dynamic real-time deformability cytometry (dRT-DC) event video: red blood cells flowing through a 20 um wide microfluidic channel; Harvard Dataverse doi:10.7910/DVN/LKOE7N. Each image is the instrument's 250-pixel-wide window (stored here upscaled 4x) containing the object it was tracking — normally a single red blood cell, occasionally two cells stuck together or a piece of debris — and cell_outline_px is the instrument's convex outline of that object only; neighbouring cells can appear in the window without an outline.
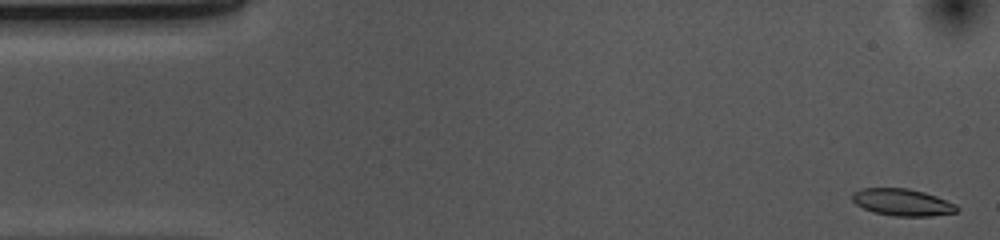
{"species": "common noctule bat (a hibernating species)", "species_latin": "Nyctalus noctula", "temperature_condition": "cold", "stored_images_in_passage": 33, "camera_frame_rate_fps": 3000, "um_per_image_px": 0.085, "animal": {"sex": "female", "body_mass_g": 10.0, "forearm_length_mm": 53.1}, "frame": {"image": 1, "passage_image": 1, "time_ms": 0.0, "image_size_px": [1000, 240], "cell_outline_px": [[960, 208], [956, 212], [932, 216], [896, 216], [872, 212], [856, 204], [852, 200], [852, 192], [860, 188], [908, 188], [924, 192], [936, 196], [956, 204]], "centroid_in_image_um": [76.69, 17.19], "position_along_channel_um": 8.3, "area_um2": 16.53}}
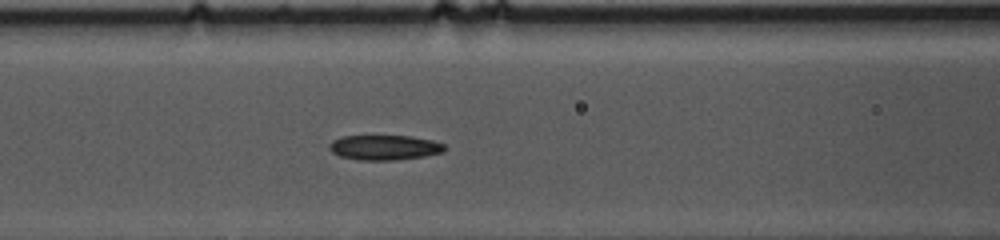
{"frame": {"image": 2, "passage_image": 20, "time_ms": 6.333, "image_size_px": [1000, 240], "cell_outline_px": [[444, 152], [424, 156], [392, 160], [360, 160], [340, 156], [332, 152], [328, 148], [332, 140], [340, 136], [412, 136], [432, 140], [444, 144]], "centroid_in_image_um": [32.66, 12.53], "position_along_channel_um": 133.9, "area_um2": 16.7}}
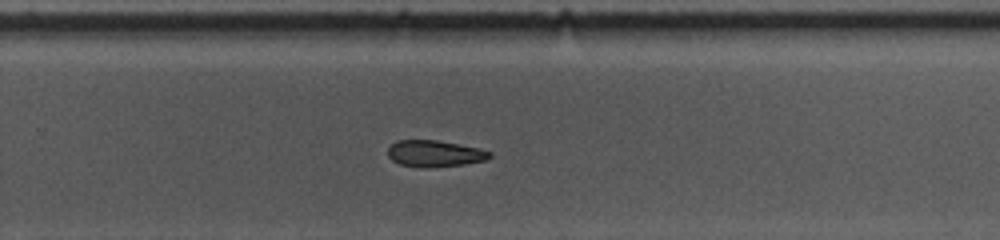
{"frame": {"image": 3, "passage_image": 33, "time_ms": 10.667, "image_size_px": [1000, 240], "cell_outline_px": [[492, 156], [488, 160], [464, 164], [428, 168], [420, 168], [400, 164], [392, 160], [388, 156], [388, 148], [396, 140], [436, 140], [480, 148], [492, 152]], "centroid_in_image_um": [36.97, 13.06], "position_along_channel_um": 292.8, "area_um2": 15.9}}